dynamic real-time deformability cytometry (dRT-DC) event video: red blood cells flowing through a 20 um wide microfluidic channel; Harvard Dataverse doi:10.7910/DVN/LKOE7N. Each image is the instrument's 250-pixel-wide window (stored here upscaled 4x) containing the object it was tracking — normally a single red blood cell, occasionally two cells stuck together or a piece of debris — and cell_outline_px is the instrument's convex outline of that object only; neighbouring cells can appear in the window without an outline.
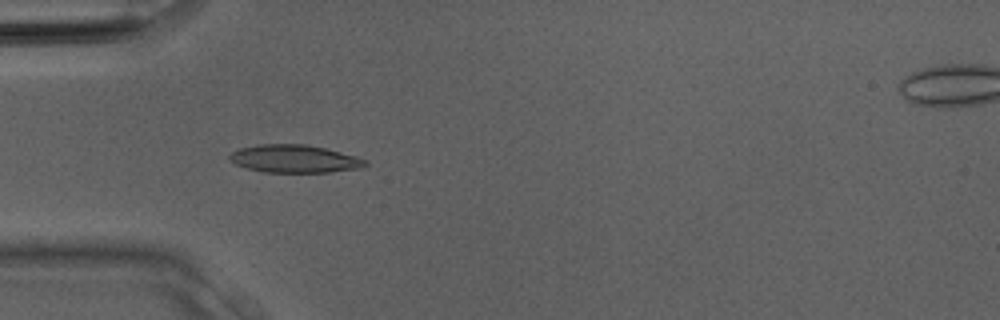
{"species": "Egyptian fruit bat (a non-hibernating species)", "species_latin": "Rousettus aegyptiacus", "temperature_condition": "room temperature", "stored_images_in_passage": 2, "camera_frame_rate_fps": 3000, "um_per_image_px": 0.085, "animal": {"sex": "male"}, "frame": {"image": 1, "passage_image": 2, "time_ms": 0.333, "image_size_px": [1000, 320], "cell_outline_px": [[368, 164], [364, 168], [328, 172], [264, 172], [248, 168], [236, 164], [228, 160], [228, 156], [232, 152], [240, 148], [260, 144], [304, 144], [324, 148], [356, 156], [368, 160]], "centroid_in_image_um": [25.05, 13.5], "position_along_channel_um": 59.9, "area_um2": 22.02}}